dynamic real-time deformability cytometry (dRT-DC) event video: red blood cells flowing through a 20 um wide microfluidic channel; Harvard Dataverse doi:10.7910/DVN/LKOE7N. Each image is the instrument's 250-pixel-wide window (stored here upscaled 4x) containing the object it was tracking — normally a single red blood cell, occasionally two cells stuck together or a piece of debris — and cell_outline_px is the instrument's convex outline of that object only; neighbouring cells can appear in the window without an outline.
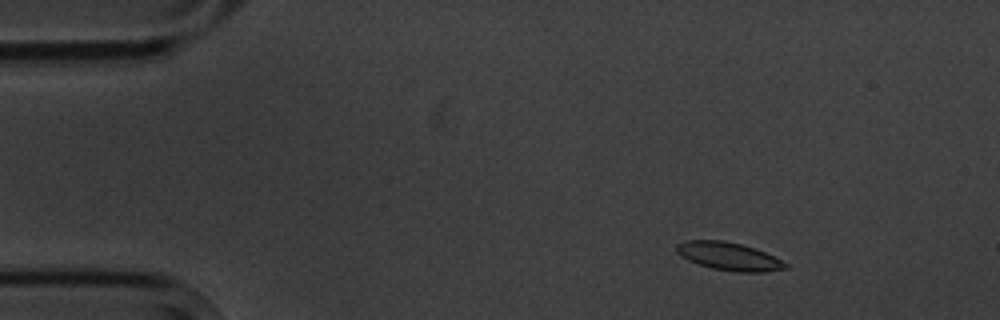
{"species": "common noctule bat (a hibernating species)", "species_latin": "Nyctalus noctula", "temperature_condition": "cold", "stored_images_in_passage": 6, "camera_frame_rate_fps": 3000, "um_per_image_px": 0.085, "animal": {"sex": "male", "body_mass_g": 20.1, "forearm_length_mm": 53.5}, "frame": {"image": 1, "passage_image": 1, "time_ms": 0.0, "image_size_px": [1000, 320], "cell_outline_px": [[788, 268], [764, 272], [736, 272], [712, 268], [688, 260], [680, 256], [676, 252], [676, 244], [684, 240], [724, 240], [756, 248], [788, 264]], "centroid_in_image_um": [61.92, 21.78], "position_along_channel_um": 23.1, "area_um2": 17.74}}
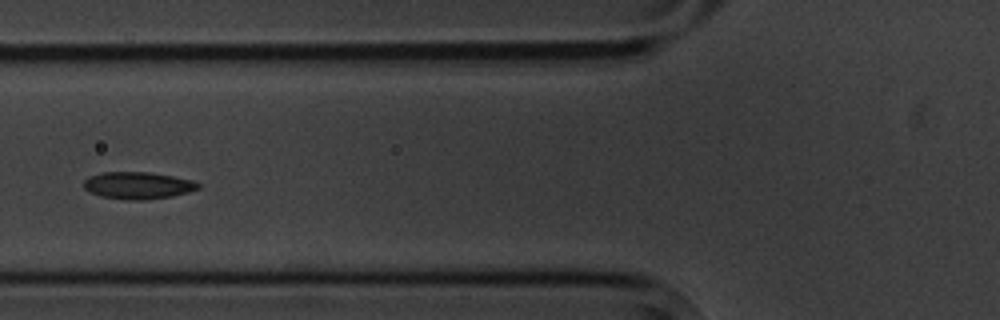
{"frame": {"image": 2, "passage_image": 5, "time_ms": 4.667, "image_size_px": [1000, 320], "cell_outline_px": [[200, 188], [188, 192], [172, 196], [140, 200], [128, 200], [100, 196], [88, 192], [84, 188], [84, 180], [88, 176], [100, 172], [152, 172], [192, 180], [200, 184]], "centroid_in_image_um": [11.69, 15.75], "position_along_channel_um": 114.1, "area_um2": 18.15}}
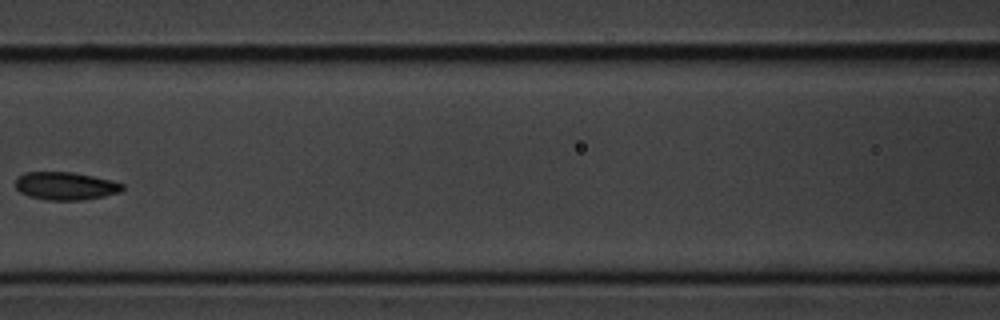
{"frame": {"image": 3, "passage_image": 6, "time_ms": 6.0, "image_size_px": [1000, 320], "cell_outline_px": [[124, 188], [120, 192], [104, 196], [84, 200], [48, 200], [28, 196], [20, 192], [12, 184], [16, 176], [24, 172], [72, 172], [112, 180], [124, 184]], "centroid_in_image_um": [5.52, 15.8], "position_along_channel_um": 161.1, "area_um2": 17.69}}